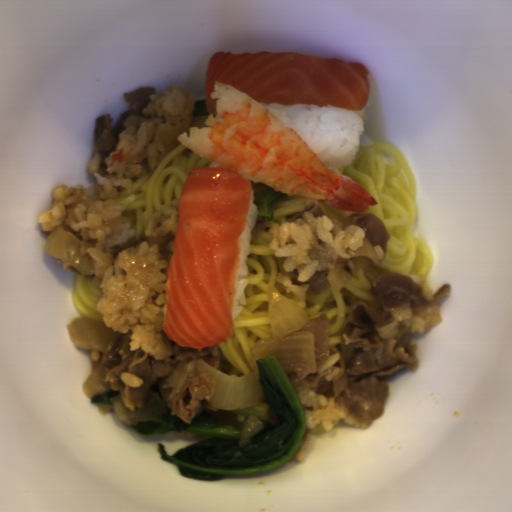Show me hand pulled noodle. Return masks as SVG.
Returning a JSON list of instances; mask_svg holds the SVG:
<instances>
[{
	"mask_svg": "<svg viewBox=\"0 0 512 512\" xmlns=\"http://www.w3.org/2000/svg\"><path fill=\"white\" fill-rule=\"evenodd\" d=\"M319 203L321 210L324 212L325 217L329 221H334L342 217H351L356 211H344L339 207L329 203L324 199H316Z\"/></svg>",
	"mask_w": 512,
	"mask_h": 512,
	"instance_id": "obj_5",
	"label": "hand pulled noodle"
},
{
	"mask_svg": "<svg viewBox=\"0 0 512 512\" xmlns=\"http://www.w3.org/2000/svg\"><path fill=\"white\" fill-rule=\"evenodd\" d=\"M311 198L285 195L272 205V218L265 220L263 231L250 240L247 286L244 288L246 306L234 319V336L231 340L215 345L218 350L217 370L228 375L249 374L255 344L263 337H271L268 288L273 286L285 298L296 301L308 320L327 315L329 324L328 349L341 342V334L348 321L349 311L356 301L374 304L368 294L370 283L364 268L343 290L330 284L320 293L309 287L296 286L283 269L284 257L275 256L270 249L271 228L277 223H287Z\"/></svg>",
	"mask_w": 512,
	"mask_h": 512,
	"instance_id": "obj_1",
	"label": "hand pulled noodle"
},
{
	"mask_svg": "<svg viewBox=\"0 0 512 512\" xmlns=\"http://www.w3.org/2000/svg\"><path fill=\"white\" fill-rule=\"evenodd\" d=\"M196 167L217 166H211L209 159L199 157L180 143L159 164L135 179L133 188L115 198L124 208L121 222L131 224L136 237L144 236V213L180 199L186 176Z\"/></svg>",
	"mask_w": 512,
	"mask_h": 512,
	"instance_id": "obj_3",
	"label": "hand pulled noodle"
},
{
	"mask_svg": "<svg viewBox=\"0 0 512 512\" xmlns=\"http://www.w3.org/2000/svg\"><path fill=\"white\" fill-rule=\"evenodd\" d=\"M101 291L94 285L88 274L78 271L72 293V302L79 318H90L102 321L104 315L96 308Z\"/></svg>",
	"mask_w": 512,
	"mask_h": 512,
	"instance_id": "obj_4",
	"label": "hand pulled noodle"
},
{
	"mask_svg": "<svg viewBox=\"0 0 512 512\" xmlns=\"http://www.w3.org/2000/svg\"><path fill=\"white\" fill-rule=\"evenodd\" d=\"M336 169L357 181L378 201L367 210L384 224L390 240L386 242L385 252L374 246L378 257V264L374 265L426 279L436 256L420 238H414L418 182L400 148L388 142L359 141L355 159L348 166Z\"/></svg>",
	"mask_w": 512,
	"mask_h": 512,
	"instance_id": "obj_2",
	"label": "hand pulled noodle"
}]
</instances>
